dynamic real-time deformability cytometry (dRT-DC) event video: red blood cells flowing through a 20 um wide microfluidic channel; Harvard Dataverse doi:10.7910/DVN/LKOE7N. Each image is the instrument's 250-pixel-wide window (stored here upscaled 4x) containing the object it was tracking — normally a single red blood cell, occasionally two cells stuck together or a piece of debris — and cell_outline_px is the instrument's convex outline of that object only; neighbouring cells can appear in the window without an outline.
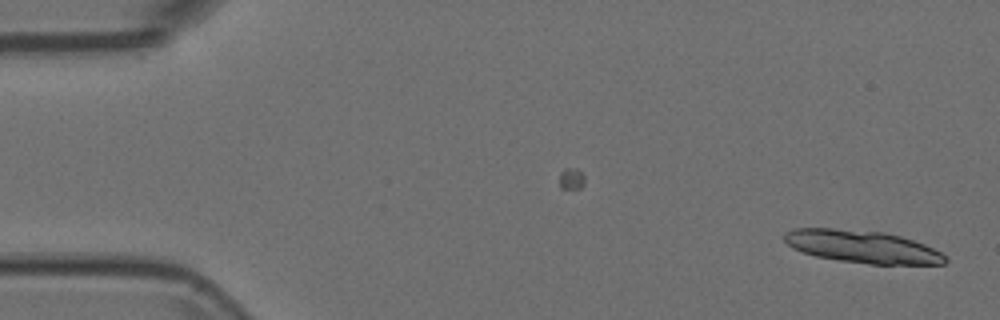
{"species": "Egyptian fruit bat (a non-hibernating species)", "species_latin": "Rousettus aegyptiacus", "temperature_condition": "room temperature", "stored_images_in_passage": 14, "camera_frame_rate_fps": 3000, "um_per_image_px": 0.085, "animal": {"sex": "female"}, "frame": {"image": 1, "passage_image": 1, "time_ms": 0.0, "image_size_px": [1000, 320], "cell_outline_px": [[948, 260], [944, 264], [868, 264], [840, 260], [816, 256], [792, 248], [784, 240], [784, 232], [796, 228], [832, 228], [884, 232], [900, 236], [924, 244], [940, 252]], "centroid_in_image_um": [73.28, 20.96], "position_along_channel_um": 11.7, "area_um2": 30.29}}